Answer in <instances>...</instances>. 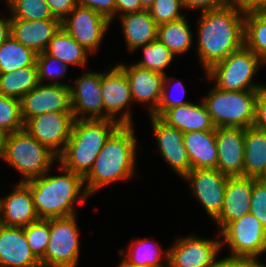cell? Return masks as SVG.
<instances>
[{
  "label": "cell",
  "mask_w": 266,
  "mask_h": 267,
  "mask_svg": "<svg viewBox=\"0 0 266 267\" xmlns=\"http://www.w3.org/2000/svg\"><path fill=\"white\" fill-rule=\"evenodd\" d=\"M198 30V55L208 71L244 46L245 12L237 5L203 11Z\"/></svg>",
  "instance_id": "obj_1"
},
{
  "label": "cell",
  "mask_w": 266,
  "mask_h": 267,
  "mask_svg": "<svg viewBox=\"0 0 266 267\" xmlns=\"http://www.w3.org/2000/svg\"><path fill=\"white\" fill-rule=\"evenodd\" d=\"M136 138L132 125H120L106 140L92 169L84 177L88 195L111 182L134 174Z\"/></svg>",
  "instance_id": "obj_2"
},
{
  "label": "cell",
  "mask_w": 266,
  "mask_h": 267,
  "mask_svg": "<svg viewBox=\"0 0 266 267\" xmlns=\"http://www.w3.org/2000/svg\"><path fill=\"white\" fill-rule=\"evenodd\" d=\"M65 175H44L24 182L32 193L34 208L39 219L61 218L76 215L74 204L83 203L89 196L84 190V178L61 167ZM47 176V177H46ZM80 195L81 199L78 200ZM78 200V201H77Z\"/></svg>",
  "instance_id": "obj_3"
},
{
  "label": "cell",
  "mask_w": 266,
  "mask_h": 267,
  "mask_svg": "<svg viewBox=\"0 0 266 267\" xmlns=\"http://www.w3.org/2000/svg\"><path fill=\"white\" fill-rule=\"evenodd\" d=\"M121 124L112 119L74 120L71 136L57 161L83 178L92 169L106 140Z\"/></svg>",
  "instance_id": "obj_4"
},
{
  "label": "cell",
  "mask_w": 266,
  "mask_h": 267,
  "mask_svg": "<svg viewBox=\"0 0 266 267\" xmlns=\"http://www.w3.org/2000/svg\"><path fill=\"white\" fill-rule=\"evenodd\" d=\"M58 156L40 144L24 128L5 134L3 160L15 167L24 177L21 182L38 178L50 170L51 163Z\"/></svg>",
  "instance_id": "obj_5"
},
{
  "label": "cell",
  "mask_w": 266,
  "mask_h": 267,
  "mask_svg": "<svg viewBox=\"0 0 266 267\" xmlns=\"http://www.w3.org/2000/svg\"><path fill=\"white\" fill-rule=\"evenodd\" d=\"M259 90L227 91L216 86L203 103L216 128L252 127L255 122L256 98Z\"/></svg>",
  "instance_id": "obj_6"
},
{
  "label": "cell",
  "mask_w": 266,
  "mask_h": 267,
  "mask_svg": "<svg viewBox=\"0 0 266 267\" xmlns=\"http://www.w3.org/2000/svg\"><path fill=\"white\" fill-rule=\"evenodd\" d=\"M260 62L264 64L253 51L243 46L212 66L206 71V74L209 78L217 81L215 86L221 90H260L265 86L255 85L251 82L253 75L259 69Z\"/></svg>",
  "instance_id": "obj_7"
},
{
  "label": "cell",
  "mask_w": 266,
  "mask_h": 267,
  "mask_svg": "<svg viewBox=\"0 0 266 267\" xmlns=\"http://www.w3.org/2000/svg\"><path fill=\"white\" fill-rule=\"evenodd\" d=\"M76 215L51 218L50 238L41 267H76L79 258Z\"/></svg>",
  "instance_id": "obj_8"
},
{
  "label": "cell",
  "mask_w": 266,
  "mask_h": 267,
  "mask_svg": "<svg viewBox=\"0 0 266 267\" xmlns=\"http://www.w3.org/2000/svg\"><path fill=\"white\" fill-rule=\"evenodd\" d=\"M221 235L230 245L232 256L257 258L266 252V228L250 212L228 223Z\"/></svg>",
  "instance_id": "obj_9"
},
{
  "label": "cell",
  "mask_w": 266,
  "mask_h": 267,
  "mask_svg": "<svg viewBox=\"0 0 266 267\" xmlns=\"http://www.w3.org/2000/svg\"><path fill=\"white\" fill-rule=\"evenodd\" d=\"M74 120L72 112L44 113L28 119L24 129L59 156L71 136Z\"/></svg>",
  "instance_id": "obj_10"
},
{
  "label": "cell",
  "mask_w": 266,
  "mask_h": 267,
  "mask_svg": "<svg viewBox=\"0 0 266 267\" xmlns=\"http://www.w3.org/2000/svg\"><path fill=\"white\" fill-rule=\"evenodd\" d=\"M69 87L58 81L36 85L20 99L23 122L44 113L72 112Z\"/></svg>",
  "instance_id": "obj_11"
},
{
  "label": "cell",
  "mask_w": 266,
  "mask_h": 267,
  "mask_svg": "<svg viewBox=\"0 0 266 267\" xmlns=\"http://www.w3.org/2000/svg\"><path fill=\"white\" fill-rule=\"evenodd\" d=\"M110 23L96 11L77 5L61 21V26L88 52L95 53Z\"/></svg>",
  "instance_id": "obj_12"
},
{
  "label": "cell",
  "mask_w": 266,
  "mask_h": 267,
  "mask_svg": "<svg viewBox=\"0 0 266 267\" xmlns=\"http://www.w3.org/2000/svg\"><path fill=\"white\" fill-rule=\"evenodd\" d=\"M222 244L220 240H206L192 235L178 239L163 257L168 267H214Z\"/></svg>",
  "instance_id": "obj_13"
},
{
  "label": "cell",
  "mask_w": 266,
  "mask_h": 267,
  "mask_svg": "<svg viewBox=\"0 0 266 267\" xmlns=\"http://www.w3.org/2000/svg\"><path fill=\"white\" fill-rule=\"evenodd\" d=\"M183 178L190 180L196 198L205 207L208 215L215 219L223 207L229 176L211 168L191 169Z\"/></svg>",
  "instance_id": "obj_14"
},
{
  "label": "cell",
  "mask_w": 266,
  "mask_h": 267,
  "mask_svg": "<svg viewBox=\"0 0 266 267\" xmlns=\"http://www.w3.org/2000/svg\"><path fill=\"white\" fill-rule=\"evenodd\" d=\"M101 92L105 119L117 120L121 125H132L129 111L123 112L119 119H114L126 104L133 101L129 79L118 65L108 73H101Z\"/></svg>",
  "instance_id": "obj_15"
},
{
  "label": "cell",
  "mask_w": 266,
  "mask_h": 267,
  "mask_svg": "<svg viewBox=\"0 0 266 267\" xmlns=\"http://www.w3.org/2000/svg\"><path fill=\"white\" fill-rule=\"evenodd\" d=\"M74 83L77 86L74 87L75 89L69 87L74 119H86V113L90 114L88 119H105V113L102 112L104 104L101 92V73L86 72ZM79 114L82 116L80 117Z\"/></svg>",
  "instance_id": "obj_16"
},
{
  "label": "cell",
  "mask_w": 266,
  "mask_h": 267,
  "mask_svg": "<svg viewBox=\"0 0 266 267\" xmlns=\"http://www.w3.org/2000/svg\"><path fill=\"white\" fill-rule=\"evenodd\" d=\"M245 128H216L217 168L229 177H244Z\"/></svg>",
  "instance_id": "obj_17"
},
{
  "label": "cell",
  "mask_w": 266,
  "mask_h": 267,
  "mask_svg": "<svg viewBox=\"0 0 266 267\" xmlns=\"http://www.w3.org/2000/svg\"><path fill=\"white\" fill-rule=\"evenodd\" d=\"M151 120L161 155L178 175L184 177L191 170L184 134L160 117L151 115Z\"/></svg>",
  "instance_id": "obj_18"
},
{
  "label": "cell",
  "mask_w": 266,
  "mask_h": 267,
  "mask_svg": "<svg viewBox=\"0 0 266 267\" xmlns=\"http://www.w3.org/2000/svg\"><path fill=\"white\" fill-rule=\"evenodd\" d=\"M0 267H41L31 252L23 227L0 224Z\"/></svg>",
  "instance_id": "obj_19"
},
{
  "label": "cell",
  "mask_w": 266,
  "mask_h": 267,
  "mask_svg": "<svg viewBox=\"0 0 266 267\" xmlns=\"http://www.w3.org/2000/svg\"><path fill=\"white\" fill-rule=\"evenodd\" d=\"M253 178L229 177L225 188L223 207L214 219L221 230L230 222L250 212Z\"/></svg>",
  "instance_id": "obj_20"
},
{
  "label": "cell",
  "mask_w": 266,
  "mask_h": 267,
  "mask_svg": "<svg viewBox=\"0 0 266 267\" xmlns=\"http://www.w3.org/2000/svg\"><path fill=\"white\" fill-rule=\"evenodd\" d=\"M15 187L6 198L0 199V224L24 227L38 221L30 188L24 182Z\"/></svg>",
  "instance_id": "obj_21"
},
{
  "label": "cell",
  "mask_w": 266,
  "mask_h": 267,
  "mask_svg": "<svg viewBox=\"0 0 266 267\" xmlns=\"http://www.w3.org/2000/svg\"><path fill=\"white\" fill-rule=\"evenodd\" d=\"M60 27L59 19H11V35L37 54L46 51L50 40Z\"/></svg>",
  "instance_id": "obj_22"
},
{
  "label": "cell",
  "mask_w": 266,
  "mask_h": 267,
  "mask_svg": "<svg viewBox=\"0 0 266 267\" xmlns=\"http://www.w3.org/2000/svg\"><path fill=\"white\" fill-rule=\"evenodd\" d=\"M118 66L129 79L132 99L148 103L152 114L160 102L165 75L143 69L136 64L129 67L122 64H118Z\"/></svg>",
  "instance_id": "obj_23"
},
{
  "label": "cell",
  "mask_w": 266,
  "mask_h": 267,
  "mask_svg": "<svg viewBox=\"0 0 266 267\" xmlns=\"http://www.w3.org/2000/svg\"><path fill=\"white\" fill-rule=\"evenodd\" d=\"M169 126L175 127L183 134L195 131H216L210 114L203 102L187 103L168 109L161 117Z\"/></svg>",
  "instance_id": "obj_24"
},
{
  "label": "cell",
  "mask_w": 266,
  "mask_h": 267,
  "mask_svg": "<svg viewBox=\"0 0 266 267\" xmlns=\"http://www.w3.org/2000/svg\"><path fill=\"white\" fill-rule=\"evenodd\" d=\"M184 143L191 169L217 168L216 131L186 132Z\"/></svg>",
  "instance_id": "obj_25"
},
{
  "label": "cell",
  "mask_w": 266,
  "mask_h": 267,
  "mask_svg": "<svg viewBox=\"0 0 266 267\" xmlns=\"http://www.w3.org/2000/svg\"><path fill=\"white\" fill-rule=\"evenodd\" d=\"M123 33L130 50L157 39L158 25L148 10L121 15Z\"/></svg>",
  "instance_id": "obj_26"
},
{
  "label": "cell",
  "mask_w": 266,
  "mask_h": 267,
  "mask_svg": "<svg viewBox=\"0 0 266 267\" xmlns=\"http://www.w3.org/2000/svg\"><path fill=\"white\" fill-rule=\"evenodd\" d=\"M244 142V177L258 179L266 168V132L248 127Z\"/></svg>",
  "instance_id": "obj_27"
},
{
  "label": "cell",
  "mask_w": 266,
  "mask_h": 267,
  "mask_svg": "<svg viewBox=\"0 0 266 267\" xmlns=\"http://www.w3.org/2000/svg\"><path fill=\"white\" fill-rule=\"evenodd\" d=\"M48 55L60 59L65 64L83 66L89 53L61 26L50 40L45 51Z\"/></svg>",
  "instance_id": "obj_28"
},
{
  "label": "cell",
  "mask_w": 266,
  "mask_h": 267,
  "mask_svg": "<svg viewBox=\"0 0 266 267\" xmlns=\"http://www.w3.org/2000/svg\"><path fill=\"white\" fill-rule=\"evenodd\" d=\"M39 84L37 65L0 73V94L21 99Z\"/></svg>",
  "instance_id": "obj_29"
},
{
  "label": "cell",
  "mask_w": 266,
  "mask_h": 267,
  "mask_svg": "<svg viewBox=\"0 0 266 267\" xmlns=\"http://www.w3.org/2000/svg\"><path fill=\"white\" fill-rule=\"evenodd\" d=\"M37 53L27 48L12 35L0 45V73L36 65Z\"/></svg>",
  "instance_id": "obj_30"
},
{
  "label": "cell",
  "mask_w": 266,
  "mask_h": 267,
  "mask_svg": "<svg viewBox=\"0 0 266 267\" xmlns=\"http://www.w3.org/2000/svg\"><path fill=\"white\" fill-rule=\"evenodd\" d=\"M244 46L266 63V11L245 12Z\"/></svg>",
  "instance_id": "obj_31"
},
{
  "label": "cell",
  "mask_w": 266,
  "mask_h": 267,
  "mask_svg": "<svg viewBox=\"0 0 266 267\" xmlns=\"http://www.w3.org/2000/svg\"><path fill=\"white\" fill-rule=\"evenodd\" d=\"M157 38L175 55L184 53L191 47L192 33L182 17L158 26Z\"/></svg>",
  "instance_id": "obj_32"
},
{
  "label": "cell",
  "mask_w": 266,
  "mask_h": 267,
  "mask_svg": "<svg viewBox=\"0 0 266 267\" xmlns=\"http://www.w3.org/2000/svg\"><path fill=\"white\" fill-rule=\"evenodd\" d=\"M141 47L144 59L136 65L165 75L164 68L169 65L174 54L158 38Z\"/></svg>",
  "instance_id": "obj_33"
},
{
  "label": "cell",
  "mask_w": 266,
  "mask_h": 267,
  "mask_svg": "<svg viewBox=\"0 0 266 267\" xmlns=\"http://www.w3.org/2000/svg\"><path fill=\"white\" fill-rule=\"evenodd\" d=\"M9 8L13 16L11 19H58L53 16L45 0H12Z\"/></svg>",
  "instance_id": "obj_34"
},
{
  "label": "cell",
  "mask_w": 266,
  "mask_h": 267,
  "mask_svg": "<svg viewBox=\"0 0 266 267\" xmlns=\"http://www.w3.org/2000/svg\"><path fill=\"white\" fill-rule=\"evenodd\" d=\"M23 128L20 100L0 94V131L8 134Z\"/></svg>",
  "instance_id": "obj_35"
},
{
  "label": "cell",
  "mask_w": 266,
  "mask_h": 267,
  "mask_svg": "<svg viewBox=\"0 0 266 267\" xmlns=\"http://www.w3.org/2000/svg\"><path fill=\"white\" fill-rule=\"evenodd\" d=\"M23 228L31 252L40 260L45 255L50 238V219H39Z\"/></svg>",
  "instance_id": "obj_36"
},
{
  "label": "cell",
  "mask_w": 266,
  "mask_h": 267,
  "mask_svg": "<svg viewBox=\"0 0 266 267\" xmlns=\"http://www.w3.org/2000/svg\"><path fill=\"white\" fill-rule=\"evenodd\" d=\"M150 245L148 239L137 240L132 243L128 252L129 256L124 255V257L131 263L141 267H164L160 263L163 252L160 250V246L154 249V246Z\"/></svg>",
  "instance_id": "obj_37"
},
{
  "label": "cell",
  "mask_w": 266,
  "mask_h": 267,
  "mask_svg": "<svg viewBox=\"0 0 266 267\" xmlns=\"http://www.w3.org/2000/svg\"><path fill=\"white\" fill-rule=\"evenodd\" d=\"M179 8H183L181 0H155L148 11L159 26L185 17L179 13Z\"/></svg>",
  "instance_id": "obj_38"
},
{
  "label": "cell",
  "mask_w": 266,
  "mask_h": 267,
  "mask_svg": "<svg viewBox=\"0 0 266 267\" xmlns=\"http://www.w3.org/2000/svg\"><path fill=\"white\" fill-rule=\"evenodd\" d=\"M54 64H59V67L57 69H54ZM36 65L38 70L39 83H42L45 78L55 79L64 76V73L66 72L68 66L60 59L54 58L48 55L46 52L37 54Z\"/></svg>",
  "instance_id": "obj_39"
},
{
  "label": "cell",
  "mask_w": 266,
  "mask_h": 267,
  "mask_svg": "<svg viewBox=\"0 0 266 267\" xmlns=\"http://www.w3.org/2000/svg\"><path fill=\"white\" fill-rule=\"evenodd\" d=\"M250 213L266 228V183L253 178Z\"/></svg>",
  "instance_id": "obj_40"
},
{
  "label": "cell",
  "mask_w": 266,
  "mask_h": 267,
  "mask_svg": "<svg viewBox=\"0 0 266 267\" xmlns=\"http://www.w3.org/2000/svg\"><path fill=\"white\" fill-rule=\"evenodd\" d=\"M116 0H77V5L88 7L103 15L110 22L115 15Z\"/></svg>",
  "instance_id": "obj_41"
},
{
  "label": "cell",
  "mask_w": 266,
  "mask_h": 267,
  "mask_svg": "<svg viewBox=\"0 0 266 267\" xmlns=\"http://www.w3.org/2000/svg\"><path fill=\"white\" fill-rule=\"evenodd\" d=\"M166 76L164 77V81H163V90H162V94H161V99L160 102L158 104L157 109L151 114L152 116H157V117H161L168 109L172 108V107H176V106H181L190 102H185L182 101L181 99H174L173 97H169V95H167V91H166V83L168 80H166ZM178 86L182 89H184V85L181 81H178ZM183 93L185 94V89L183 91ZM184 96V95H183ZM182 96V97H183Z\"/></svg>",
  "instance_id": "obj_42"
},
{
  "label": "cell",
  "mask_w": 266,
  "mask_h": 267,
  "mask_svg": "<svg viewBox=\"0 0 266 267\" xmlns=\"http://www.w3.org/2000/svg\"><path fill=\"white\" fill-rule=\"evenodd\" d=\"M214 267H266L256 257L229 256L215 262Z\"/></svg>",
  "instance_id": "obj_43"
},
{
  "label": "cell",
  "mask_w": 266,
  "mask_h": 267,
  "mask_svg": "<svg viewBox=\"0 0 266 267\" xmlns=\"http://www.w3.org/2000/svg\"><path fill=\"white\" fill-rule=\"evenodd\" d=\"M55 18L62 21L77 6V0H45Z\"/></svg>",
  "instance_id": "obj_44"
},
{
  "label": "cell",
  "mask_w": 266,
  "mask_h": 267,
  "mask_svg": "<svg viewBox=\"0 0 266 267\" xmlns=\"http://www.w3.org/2000/svg\"><path fill=\"white\" fill-rule=\"evenodd\" d=\"M255 128L266 132V86L258 91L256 98Z\"/></svg>",
  "instance_id": "obj_45"
},
{
  "label": "cell",
  "mask_w": 266,
  "mask_h": 267,
  "mask_svg": "<svg viewBox=\"0 0 266 267\" xmlns=\"http://www.w3.org/2000/svg\"><path fill=\"white\" fill-rule=\"evenodd\" d=\"M183 7L202 9L203 11L217 10L228 6L231 0H181Z\"/></svg>",
  "instance_id": "obj_46"
},
{
  "label": "cell",
  "mask_w": 266,
  "mask_h": 267,
  "mask_svg": "<svg viewBox=\"0 0 266 267\" xmlns=\"http://www.w3.org/2000/svg\"><path fill=\"white\" fill-rule=\"evenodd\" d=\"M144 10L142 8L140 0H116L115 1V13L120 12L122 15L139 12Z\"/></svg>",
  "instance_id": "obj_47"
},
{
  "label": "cell",
  "mask_w": 266,
  "mask_h": 267,
  "mask_svg": "<svg viewBox=\"0 0 266 267\" xmlns=\"http://www.w3.org/2000/svg\"><path fill=\"white\" fill-rule=\"evenodd\" d=\"M231 3L237 5L244 12L266 11V0H231Z\"/></svg>",
  "instance_id": "obj_48"
},
{
  "label": "cell",
  "mask_w": 266,
  "mask_h": 267,
  "mask_svg": "<svg viewBox=\"0 0 266 267\" xmlns=\"http://www.w3.org/2000/svg\"><path fill=\"white\" fill-rule=\"evenodd\" d=\"M11 35V18L0 19V45Z\"/></svg>",
  "instance_id": "obj_49"
},
{
  "label": "cell",
  "mask_w": 266,
  "mask_h": 267,
  "mask_svg": "<svg viewBox=\"0 0 266 267\" xmlns=\"http://www.w3.org/2000/svg\"><path fill=\"white\" fill-rule=\"evenodd\" d=\"M155 0H140L142 8L144 10H148L152 5Z\"/></svg>",
  "instance_id": "obj_50"
},
{
  "label": "cell",
  "mask_w": 266,
  "mask_h": 267,
  "mask_svg": "<svg viewBox=\"0 0 266 267\" xmlns=\"http://www.w3.org/2000/svg\"><path fill=\"white\" fill-rule=\"evenodd\" d=\"M117 267H141L139 265L133 264L130 261H128L125 257L124 260L121 262V264Z\"/></svg>",
  "instance_id": "obj_51"
},
{
  "label": "cell",
  "mask_w": 266,
  "mask_h": 267,
  "mask_svg": "<svg viewBox=\"0 0 266 267\" xmlns=\"http://www.w3.org/2000/svg\"><path fill=\"white\" fill-rule=\"evenodd\" d=\"M4 137H5V134L2 131H0V157L1 158L3 157Z\"/></svg>",
  "instance_id": "obj_52"
},
{
  "label": "cell",
  "mask_w": 266,
  "mask_h": 267,
  "mask_svg": "<svg viewBox=\"0 0 266 267\" xmlns=\"http://www.w3.org/2000/svg\"><path fill=\"white\" fill-rule=\"evenodd\" d=\"M258 179L260 181L266 183V168H265L264 172L262 173V175Z\"/></svg>",
  "instance_id": "obj_53"
},
{
  "label": "cell",
  "mask_w": 266,
  "mask_h": 267,
  "mask_svg": "<svg viewBox=\"0 0 266 267\" xmlns=\"http://www.w3.org/2000/svg\"><path fill=\"white\" fill-rule=\"evenodd\" d=\"M11 1H12V0H7L8 5H10Z\"/></svg>",
  "instance_id": "obj_54"
}]
</instances>
